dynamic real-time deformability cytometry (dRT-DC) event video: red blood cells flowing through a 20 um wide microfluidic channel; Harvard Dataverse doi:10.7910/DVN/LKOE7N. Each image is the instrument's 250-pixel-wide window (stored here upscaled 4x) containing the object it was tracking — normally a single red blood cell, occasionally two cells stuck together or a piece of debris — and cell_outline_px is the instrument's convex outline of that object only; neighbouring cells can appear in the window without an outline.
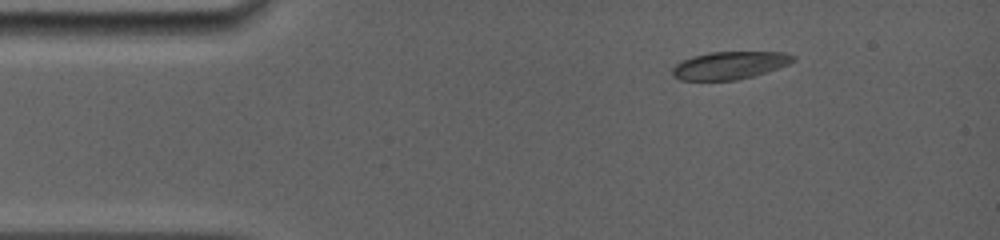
{"species": "common noctule bat (a hibernating species)", "species_latin": "Nyctalus noctula", "temperature_condition": "room temperature", "stored_images_in_passage": 35, "camera_frame_rate_fps": 5000, "um_per_image_px": 0.085, "animal": {"sex": "female", "body_mass_g": 19.0, "forearm_length_mm": 56.7}, "frame": {"image": 1, "passage_image": 1, "time_ms": 0.0, "image_size_px": [1000, 240], "cell_outline_px": [[796, 60], [788, 64], [752, 76], [736, 80], [680, 80], [672, 76], [672, 68], [676, 64], [692, 56], [708, 52], [784, 52], [796, 56]], "centroid_in_image_um": [62.0, 5.55], "position_along_channel_um": 23.0, "area_um2": 19.36}}
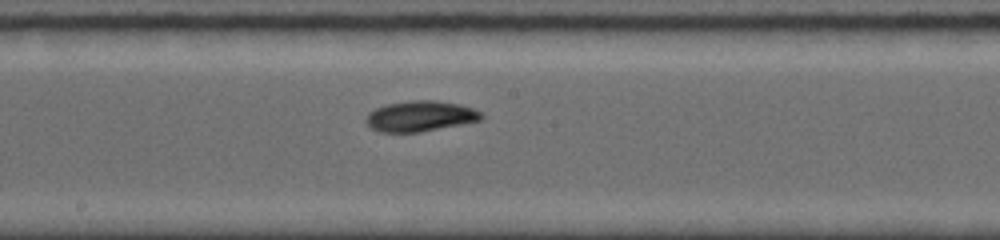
{"frame": {"image": 2, "passage_image": 16, "time_ms": 6.4, "image_size_px": [1000, 240], "cell_outline_px": [[484, 116], [480, 120], [420, 132], [380, 132], [372, 128], [364, 120], [368, 112], [384, 104], [412, 100], [436, 100], [460, 104], [472, 108], [480, 112]], "centroid_in_image_um": [35.68, 9.86], "position_along_channel_um": 212.5, "area_um2": 20.52}}
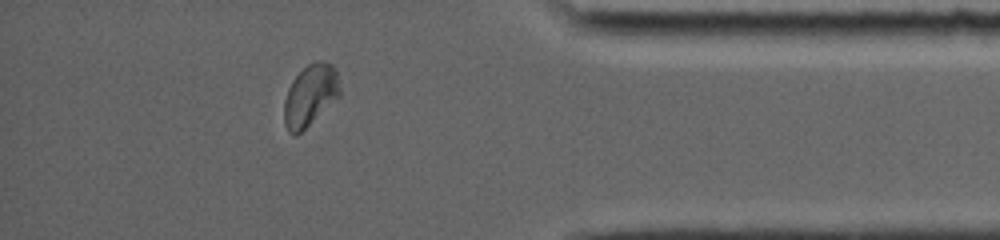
{"frame": {"image": 3, "passage_image": 30, "time_ms": 11.8, "image_size_px": [1000, 240], "cell_outline_px": [[340, 96], [296, 136], [288, 132], [284, 124], [284, 100], [288, 88], [292, 80], [308, 64], [316, 60], [324, 60], [332, 64], [336, 68], [340, 88]], "centroid_in_image_um": [26.37, 8.08], "position_along_channel_um": 408.8, "area_um2": 20.06}, "authors_computed_cell_mechanics": {"area_um2": 19.9988, "velocity_mm_per_s": 3.918, "shape_relaxation_time_tau1_ms": 4.2558, "shape_relaxation_time_tau2_ms": 2.6105, "deformation_change_tau1": 0.1503, "deformation_change_tau2": 0.0409}}